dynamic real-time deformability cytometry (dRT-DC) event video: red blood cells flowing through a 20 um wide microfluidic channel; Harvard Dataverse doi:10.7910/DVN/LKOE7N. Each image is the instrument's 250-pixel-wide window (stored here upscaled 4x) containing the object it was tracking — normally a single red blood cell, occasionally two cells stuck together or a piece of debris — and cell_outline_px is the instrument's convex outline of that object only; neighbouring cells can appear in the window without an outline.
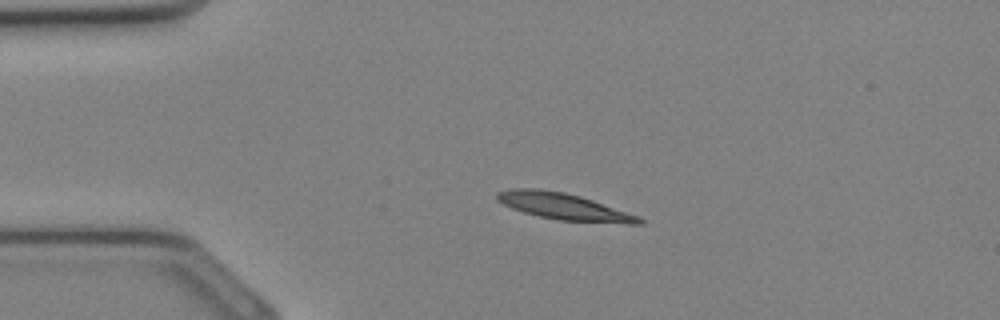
{"species": "Egyptian fruit bat (a non-hibernating species)", "species_latin": "Rousettus aegyptiacus", "temperature_condition": "cold", "stored_images_in_passage": 29, "camera_frame_rate_fps": 3000, "um_per_image_px": 0.085, "animal": {"sex": "female"}, "frame": {"image": 1, "passage_image": 3, "time_ms": 0.667, "image_size_px": [1000, 320], "cell_outline_px": [[644, 224], [628, 224], [560, 220], [540, 216], [524, 212], [512, 208], [496, 200], [496, 192], [512, 188], [536, 188], [564, 192], [580, 196], [640, 216], [644, 220]], "centroid_in_image_um": [47.95, 17.55], "position_along_channel_um": 37.1, "area_um2": 21.96}}
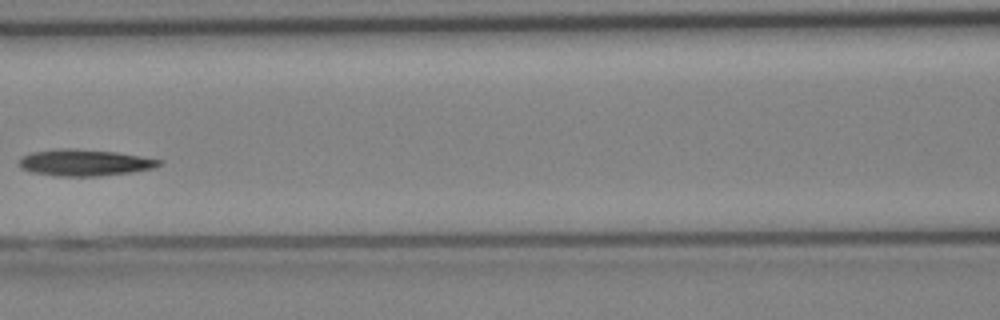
{"frame": {"image": 2, "passage_image": 11, "time_ms": 3.333, "image_size_px": [1000, 320], "cell_outline_px": [[164, 164], [152, 168], [132, 172], [100, 176], [56, 176], [32, 172], [20, 168], [20, 156], [32, 152], [64, 148], [72, 148], [116, 152], [164, 160]], "centroid_in_image_um": [7.21, 13.82], "position_along_channel_um": 159.4, "area_um2": 21.68}}
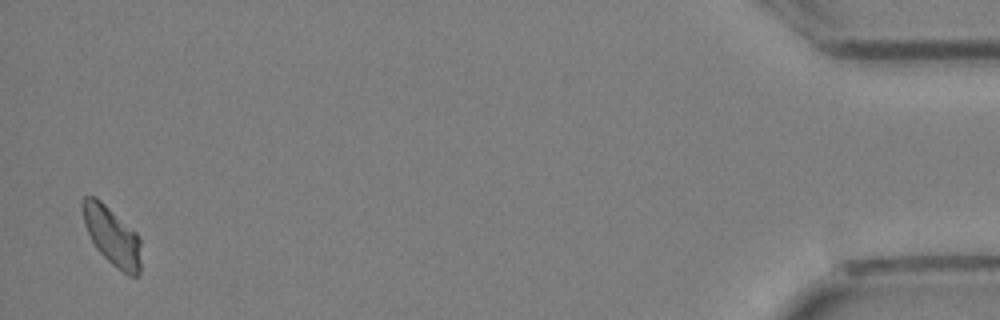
{"frame": {"image": 3, "passage_image": 29, "time_ms": 9.333, "image_size_px": [1000, 320], "cell_outline_px": [[140, 276], [128, 276], [116, 268], [96, 248], [84, 224], [80, 204], [80, 200], [84, 196], [96, 196], [136, 232], [140, 240]], "centroid_in_image_um": [9.51, 20.05], "position_along_channel_um": 425.7, "area_um2": 20.06}}